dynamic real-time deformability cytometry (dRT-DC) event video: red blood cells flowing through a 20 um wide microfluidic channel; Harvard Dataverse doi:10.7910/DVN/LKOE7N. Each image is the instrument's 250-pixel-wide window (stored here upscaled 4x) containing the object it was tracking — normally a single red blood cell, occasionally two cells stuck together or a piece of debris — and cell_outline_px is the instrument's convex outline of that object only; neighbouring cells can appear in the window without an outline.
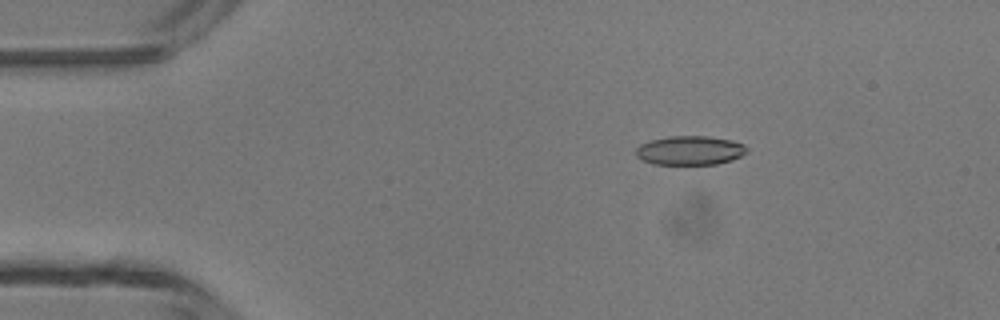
{"species": "common noctule bat (a hibernating species)", "species_latin": "Nyctalus noctula", "temperature_condition": "room temperature", "stored_images_in_passage": 4, "camera_frame_rate_fps": 3000, "um_per_image_px": 0.085, "animal": {"sex": "male", "body_mass_g": 13.3}, "frame": {"image": 1, "passage_image": 3, "time_ms": 2.0, "image_size_px": [1000, 320], "cell_outline_px": [[748, 152], [732, 160], [716, 164], [652, 164], [636, 156], [636, 148], [640, 144], [652, 140], [668, 136], [708, 136], [732, 140], [744, 144], [748, 148]], "centroid_in_image_um": [58.67, 12.78], "position_along_channel_um": 26.3, "area_um2": 18.84}}